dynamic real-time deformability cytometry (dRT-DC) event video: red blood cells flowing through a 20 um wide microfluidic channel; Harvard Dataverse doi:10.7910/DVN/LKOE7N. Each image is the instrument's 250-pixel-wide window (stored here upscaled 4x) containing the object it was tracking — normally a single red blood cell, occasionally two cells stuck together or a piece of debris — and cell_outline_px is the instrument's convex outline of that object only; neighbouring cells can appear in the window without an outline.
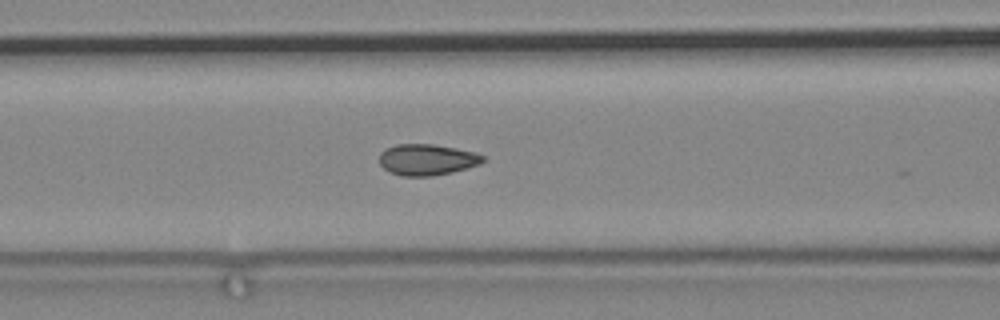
{"species": "common noctule bat (a hibernating species)", "species_latin": "Nyctalus noctula", "temperature_condition": "cold", "stored_images_in_passage": 37, "camera_frame_rate_fps": 3000, "um_per_image_px": 0.085, "animal": {"sex": "male", "body_mass_g": 19.2, "forearm_length_mm": 51.8}, "frame": {"image": 1, "passage_image": 32, "time_ms": 10.333, "image_size_px": [1000, 320], "cell_outline_px": [[484, 160], [480, 164], [468, 168], [452, 172], [432, 176], [400, 176], [388, 172], [380, 164], [380, 152], [396, 144], [432, 144], [456, 148], [476, 152], [484, 156]], "centroid_in_image_um": [36.3, 13.58], "position_along_channel_um": 130.3, "area_um2": 18.9}}
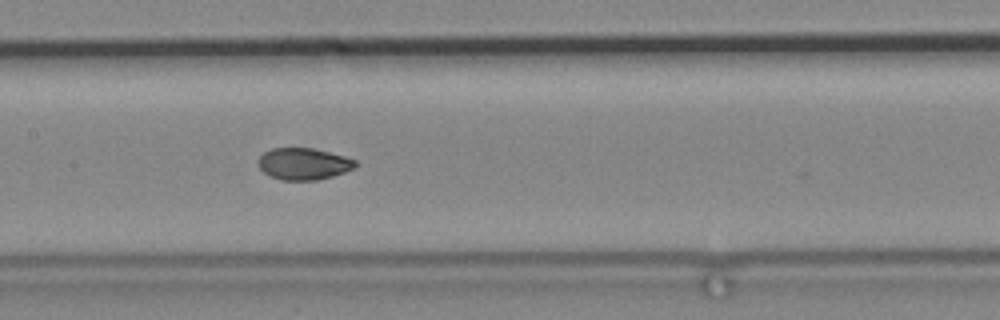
{"frame": {"image": 2, "passage_image": 37, "time_ms": 12.0, "image_size_px": [1000, 320], "cell_outline_px": [[356, 168], [332, 176], [316, 180], [280, 180], [264, 172], [260, 168], [256, 160], [264, 152], [272, 148], [312, 148], [344, 156], [356, 160]], "centroid_in_image_um": [25.79, 13.92], "position_along_channel_um": 181.6, "area_um2": 17.92}}